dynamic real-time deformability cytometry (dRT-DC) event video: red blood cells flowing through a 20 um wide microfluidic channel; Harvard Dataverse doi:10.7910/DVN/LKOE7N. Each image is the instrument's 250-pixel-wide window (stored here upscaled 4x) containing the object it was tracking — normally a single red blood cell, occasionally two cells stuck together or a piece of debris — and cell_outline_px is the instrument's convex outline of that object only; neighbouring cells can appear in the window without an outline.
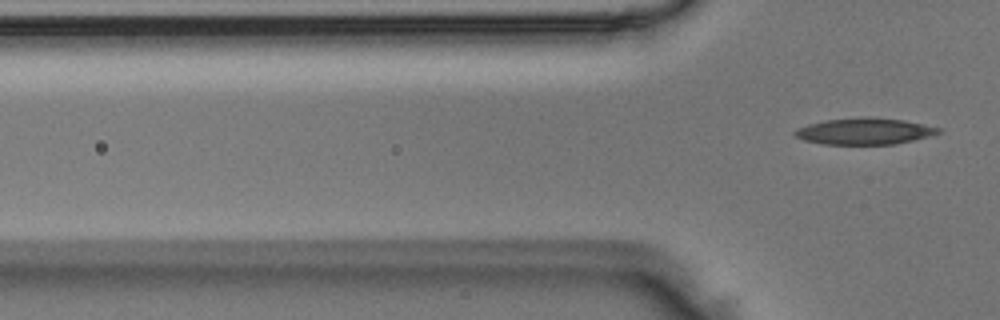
{"species": "Egyptian fruit bat (a non-hibernating species)", "species_latin": "Rousettus aegyptiacus", "temperature_condition": "room temperature", "stored_images_in_passage": 3, "segment_of_instrument_passage": [2, 2], "camera_frame_rate_fps": 3000, "um_per_image_px": 0.085, "animal": {"sex": "male"}, "frame": {"image": 1, "passage_image": 3, "time_ms": 0.667, "image_size_px": [1000, 320], "cell_outline_px": [[940, 132], [928, 136], [896, 144], [824, 144], [804, 140], [796, 136], [792, 132], [796, 128], [808, 124], [824, 120], [904, 120], [940, 128]], "centroid_in_image_um": [73.43, 11.2], "position_along_channel_um": 52.4, "area_um2": 20.87}}